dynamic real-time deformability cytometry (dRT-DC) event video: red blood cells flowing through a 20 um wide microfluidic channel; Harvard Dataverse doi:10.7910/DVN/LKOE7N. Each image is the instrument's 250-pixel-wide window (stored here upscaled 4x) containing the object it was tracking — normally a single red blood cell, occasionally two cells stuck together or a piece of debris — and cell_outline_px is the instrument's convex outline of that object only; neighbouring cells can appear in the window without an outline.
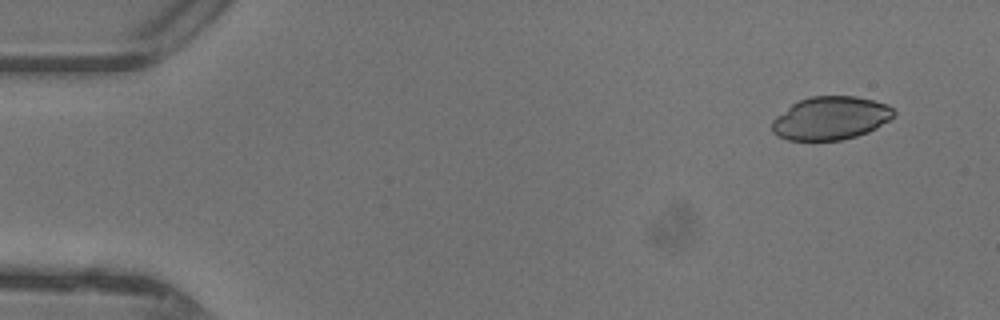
{"species": "common noctule bat (a hibernating species)", "species_latin": "Nyctalus noctula", "temperature_condition": "warm", "stored_images_in_passage": 41, "camera_frame_rate_fps": 3000, "um_per_image_px": 0.085, "animal": {"sex": "female"}, "frame": {"image": 1, "passage_image": 1, "time_ms": 0.0, "image_size_px": [1000, 320], "cell_outline_px": [[896, 116], [876, 128], [868, 132], [856, 136], [840, 140], [788, 140], [776, 136], [772, 132], [772, 120], [776, 116], [792, 104], [800, 100], [812, 96], [856, 96], [888, 104], [896, 112]], "centroid_in_image_um": [70.61, 10.04], "position_along_channel_um": 14.4, "area_um2": 30.75}}
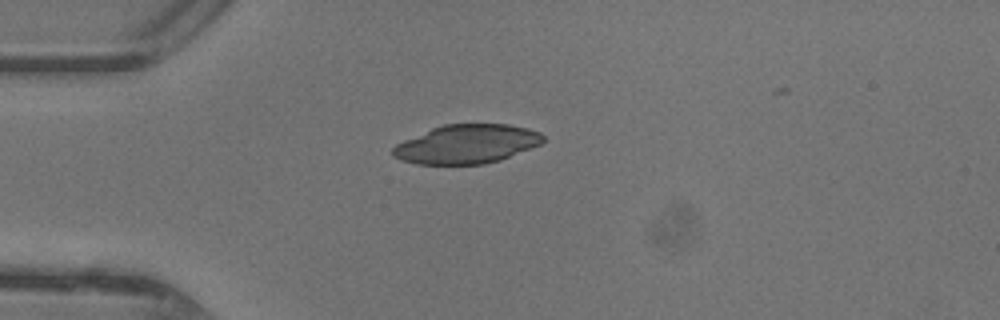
{"frame": {"image": 2, "passage_image": 10, "time_ms": 3.0, "image_size_px": [1000, 320], "cell_outline_px": [[544, 140], [540, 144], [500, 160], [484, 164], [416, 164], [392, 156], [392, 148], [396, 144], [404, 140], [432, 128], [444, 124], [508, 124], [528, 128], [540, 132], [544, 136]], "centroid_in_image_um": [39.67, 12.24], "position_along_channel_um": 45.3, "area_um2": 33.93}}